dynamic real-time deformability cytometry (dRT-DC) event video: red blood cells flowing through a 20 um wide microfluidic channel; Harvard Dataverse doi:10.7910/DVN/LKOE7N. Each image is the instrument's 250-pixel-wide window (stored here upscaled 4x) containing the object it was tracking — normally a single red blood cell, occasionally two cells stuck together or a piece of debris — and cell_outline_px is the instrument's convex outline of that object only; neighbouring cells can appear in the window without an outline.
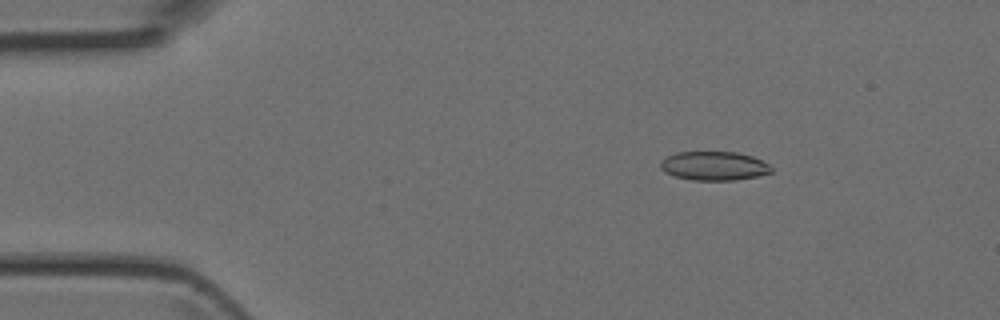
{"species": "Egyptian fruit bat (a non-hibernating species)", "species_latin": "Rousettus aegyptiacus", "temperature_condition": "room temperature", "stored_images_in_passage": 5, "camera_frame_rate_fps": 3000, "um_per_image_px": 0.085, "animal": {"sex": "female"}, "frame": {"image": 1, "passage_image": 2, "time_ms": 0.333, "image_size_px": [1000, 320], "cell_outline_px": [[772, 172], [756, 176], [736, 180], [692, 180], [676, 176], [664, 172], [660, 168], [660, 160], [676, 152], [736, 152], [752, 156], [768, 164], [772, 168]], "centroid_in_image_um": [60.66, 14.1], "position_along_channel_um": 24.3, "area_um2": 18.61}}
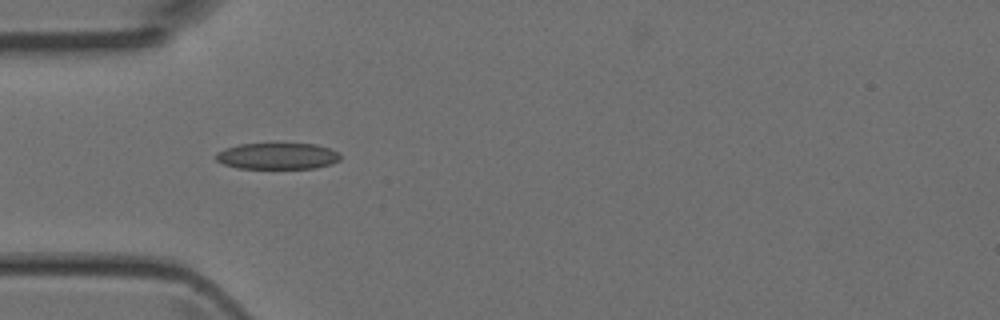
{"frame": {"image": 2, "passage_image": 4, "time_ms": 1.0, "image_size_px": [1000, 320], "cell_outline_px": [[340, 160], [332, 164], [316, 168], [236, 168], [224, 164], [216, 160], [216, 152], [224, 148], [240, 144], [316, 144], [328, 148], [336, 152], [340, 156]], "centroid_in_image_um": [23.56, 13.27], "position_along_channel_um": 61.4, "area_um2": 19.02}}
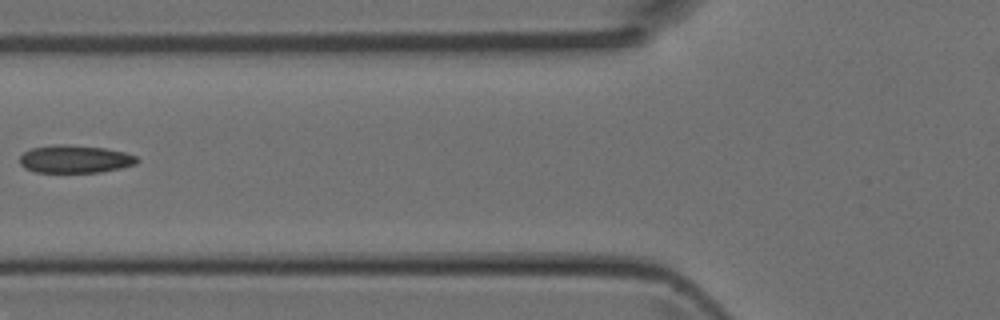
{"frame": {"image": 3, "passage_image": 5, "time_ms": 1.333, "image_size_px": [1000, 320], "cell_outline_px": [[140, 160], [136, 164], [120, 168], [100, 172], [36, 172], [24, 168], [20, 164], [20, 156], [24, 152], [32, 148], [52, 144], [64, 144], [104, 148], [124, 152], [136, 156]], "centroid_in_image_um": [6.36, 13.52], "position_along_channel_um": 119.4, "area_um2": 19.02}}